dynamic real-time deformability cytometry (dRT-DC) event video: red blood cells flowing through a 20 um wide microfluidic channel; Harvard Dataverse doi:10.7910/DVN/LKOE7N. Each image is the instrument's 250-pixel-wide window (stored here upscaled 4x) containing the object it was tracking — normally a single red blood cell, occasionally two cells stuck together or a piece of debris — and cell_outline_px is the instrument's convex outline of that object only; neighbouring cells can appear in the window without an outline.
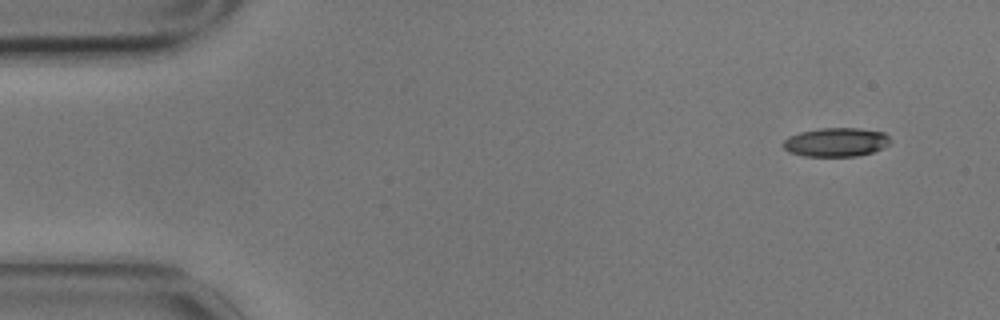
{"species": "common noctule bat (a hibernating species)", "species_latin": "Nyctalus noctula", "temperature_condition": "cold", "stored_images_in_passage": 4, "camera_frame_rate_fps": 3000, "um_per_image_px": 0.085, "animal": {"sex": "male", "body_mass_g": 17.9}, "frame": {"image": 1, "passage_image": 1, "time_ms": 0.0, "image_size_px": [1000, 320], "cell_outline_px": [[892, 140], [884, 148], [872, 152], [856, 156], [804, 156], [788, 152], [784, 148], [784, 140], [788, 136], [800, 132], [820, 128], [860, 128], [884, 132]], "centroid_in_image_um": [71.08, 12.08], "position_along_channel_um": 13.9, "area_um2": 18.09}}